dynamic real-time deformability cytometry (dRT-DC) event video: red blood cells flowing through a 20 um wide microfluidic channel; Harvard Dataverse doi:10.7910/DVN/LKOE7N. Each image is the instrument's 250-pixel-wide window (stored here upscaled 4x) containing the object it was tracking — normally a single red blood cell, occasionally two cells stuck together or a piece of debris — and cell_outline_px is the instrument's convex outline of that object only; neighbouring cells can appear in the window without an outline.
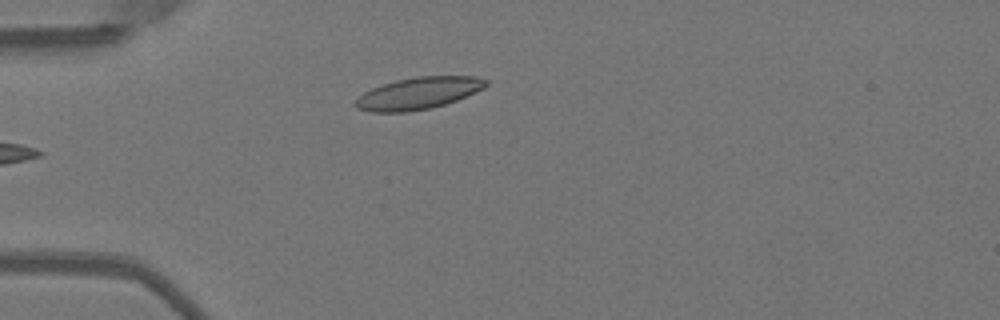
{"species": "Egyptian fruit bat (a non-hibernating species)", "species_latin": "Rousettus aegyptiacus", "temperature_condition": "warm", "stored_images_in_passage": 33, "camera_frame_rate_fps": 3000, "um_per_image_px": 0.085, "animal": {"sex": "female"}, "frame": {"image": 1, "passage_image": 1, "time_ms": 0.0, "image_size_px": [1000, 320], "cell_outline_px": [[488, 84], [484, 88], [456, 100], [432, 108], [408, 112], [368, 112], [356, 108], [352, 104], [364, 92], [372, 88], [396, 80], [416, 76], [476, 76], [488, 80]], "centroid_in_image_um": [35.54, 7.93], "position_along_channel_um": 49.5, "area_um2": 24.33}}
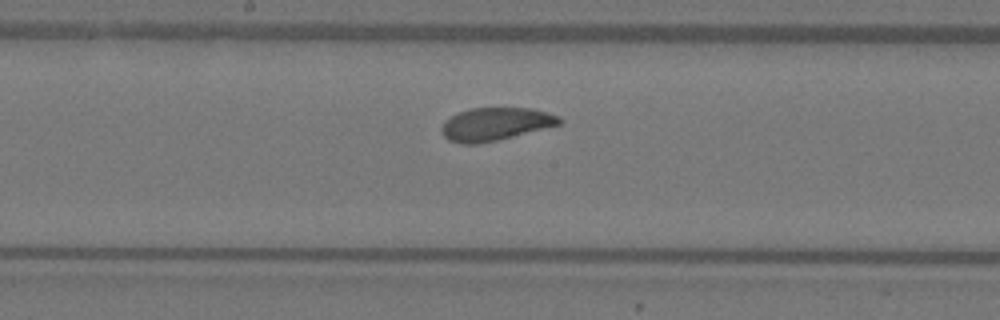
{"frame": {"image": 2, "passage_image": 14, "time_ms": 4.333, "image_size_px": [1000, 320], "cell_outline_px": [[564, 120], [560, 124], [496, 140], [476, 144], [460, 144], [448, 140], [440, 132], [440, 128], [444, 120], [460, 112], [472, 108], [532, 108], [548, 112], [560, 116]], "centroid_in_image_um": [42.09, 10.54], "position_along_channel_um": 206.1, "area_um2": 22.54}}
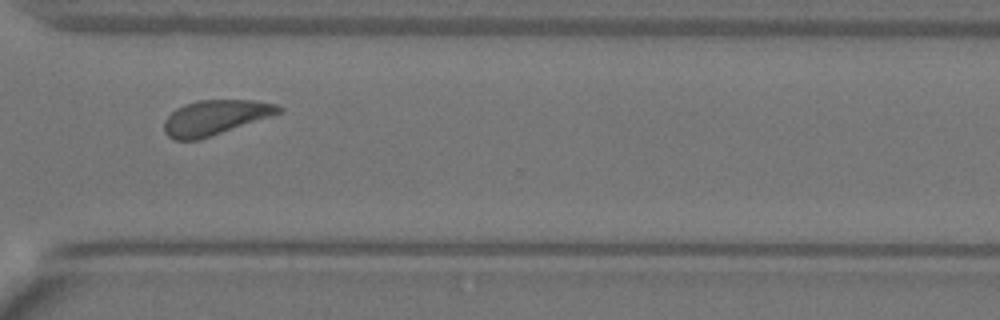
{"frame": {"image": 3, "passage_image": 25, "time_ms": 8.0, "image_size_px": [1000, 320], "cell_outline_px": [[284, 112], [200, 140], [176, 140], [168, 136], [164, 132], [164, 120], [176, 108], [184, 104], [200, 100], [252, 100], [276, 104], [284, 108]], "centroid_in_image_um": [18.31, 9.99], "position_along_channel_um": 352.3, "area_um2": 23.41}, "authors_computed_cell_mechanics": {"area_um2": 23.6402, "velocity_mm_per_s": 3.9911, "shape_relaxation_time_tau1_ms": 1.8732, "shape_relaxation_time_tau2_ms": 1.0376, "deformation_change_tau1": 0.1058, "deformation_change_tau2": 0.0638}}